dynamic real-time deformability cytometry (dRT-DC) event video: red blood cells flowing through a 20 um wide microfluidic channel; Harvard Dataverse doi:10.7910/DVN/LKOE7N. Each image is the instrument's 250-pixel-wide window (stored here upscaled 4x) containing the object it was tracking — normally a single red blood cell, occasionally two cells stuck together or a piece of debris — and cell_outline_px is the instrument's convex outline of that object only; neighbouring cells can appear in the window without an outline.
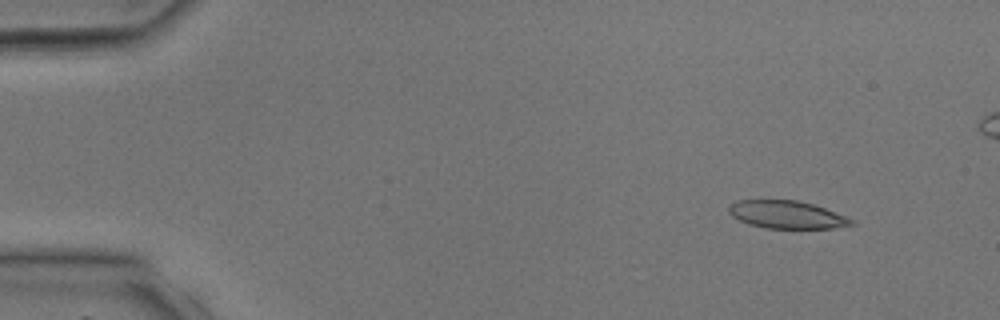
{"species": "common noctule bat (a hibernating species)", "species_latin": "Nyctalus noctula", "temperature_condition": "room temperature", "stored_images_in_passage": 32, "camera_frame_rate_fps": 3000, "um_per_image_px": 0.085, "animal": {"sex": "male", "body_mass_g": 17.9, "forearm_length_mm": 54.2}, "frame": {"image": 1, "passage_image": 1, "time_ms": 0.0, "image_size_px": [1000, 320], "cell_outline_px": [[856, 224], [832, 228], [764, 228], [748, 224], [732, 216], [728, 212], [728, 204], [736, 200], [796, 200], [812, 204], [824, 208], [856, 220]], "centroid_in_image_um": [66.85, 18.24], "position_along_channel_um": 18.1, "area_um2": 19.88}}
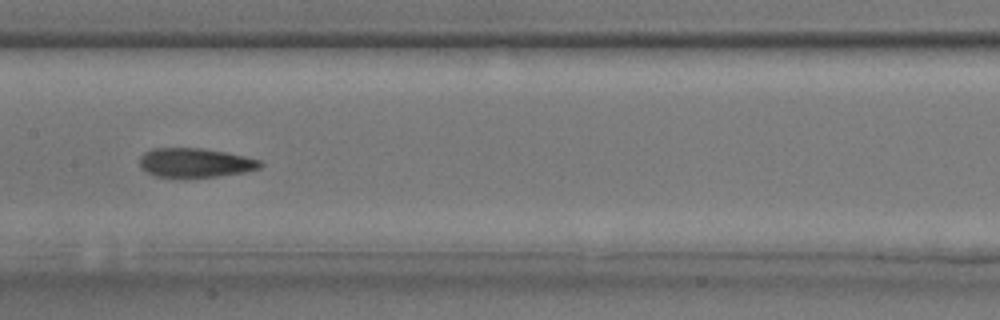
{"frame": {"image": 2, "passage_image": 17, "time_ms": 5.333, "image_size_px": [1000, 320], "cell_outline_px": [[264, 164], [260, 168], [244, 172], [216, 176], [156, 176], [140, 168], [140, 156], [144, 152], [152, 148], [200, 148], [224, 152], [244, 156], [260, 160]], "centroid_in_image_um": [16.58, 13.81], "position_along_channel_um": 190.8, "area_um2": 20.17}}
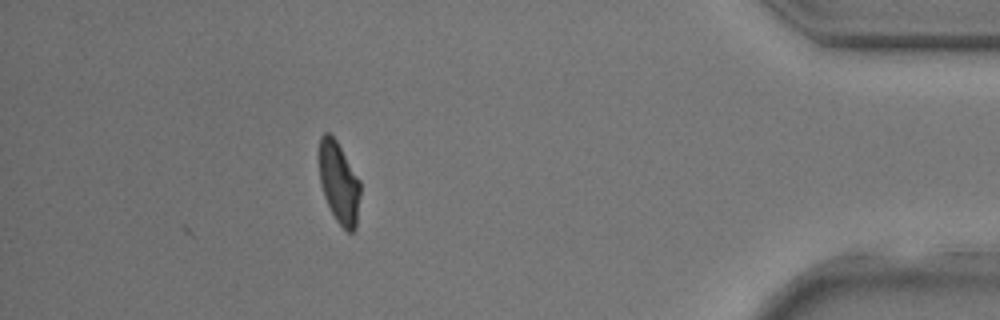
{"frame": {"image": 3, "passage_image": 32, "time_ms": 10.333, "image_size_px": [1000, 320], "cell_outline_px": [[360, 196], [356, 228], [352, 232], [348, 232], [336, 220], [324, 196], [320, 184], [320, 136], [324, 132], [328, 132], [336, 140], [360, 180]], "centroid_in_image_um": [28.83, 15.54], "position_along_channel_um": 406.4, "area_um2": 19.31}}